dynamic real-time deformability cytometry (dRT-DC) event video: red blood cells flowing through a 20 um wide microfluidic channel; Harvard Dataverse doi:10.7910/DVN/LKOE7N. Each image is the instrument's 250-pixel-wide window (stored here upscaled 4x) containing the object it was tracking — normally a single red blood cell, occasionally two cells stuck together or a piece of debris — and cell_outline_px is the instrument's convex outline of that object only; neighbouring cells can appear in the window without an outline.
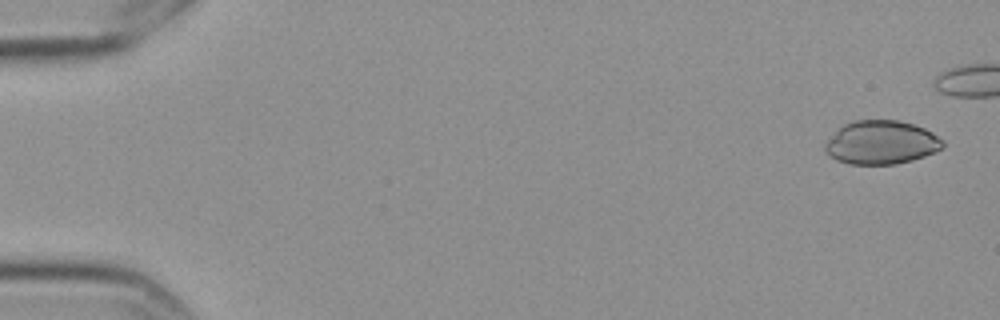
{"species": "Egyptian fruit bat (a non-hibernating species)", "species_latin": "Rousettus aegyptiacus", "temperature_condition": "cold", "stored_images_in_passage": 6, "camera_frame_rate_fps": 3000, "um_per_image_px": 0.085, "frame": {"image": 1, "passage_image": 1, "time_ms": 0.0, "image_size_px": [1000, 320], "cell_outline_px": [[944, 144], [940, 148], [924, 156], [912, 160], [896, 164], [848, 164], [836, 160], [824, 148], [824, 144], [844, 124], [852, 120], [900, 120], [924, 128], [932, 132], [944, 140]], "centroid_in_image_um": [74.91, 12.1], "position_along_channel_um": 10.1, "area_um2": 29.65}}